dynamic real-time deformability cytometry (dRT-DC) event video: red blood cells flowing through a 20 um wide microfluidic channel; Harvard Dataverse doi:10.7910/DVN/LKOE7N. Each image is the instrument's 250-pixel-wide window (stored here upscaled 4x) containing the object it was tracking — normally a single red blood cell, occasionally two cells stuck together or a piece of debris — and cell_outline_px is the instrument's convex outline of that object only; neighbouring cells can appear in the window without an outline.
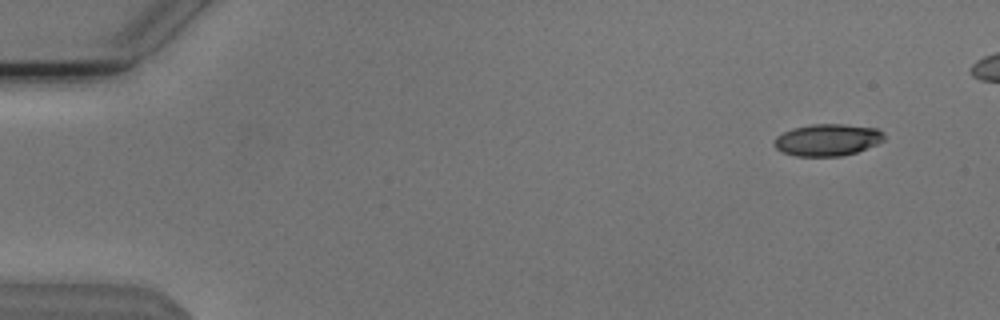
{"species": "Egyptian fruit bat (a non-hibernating species)", "species_latin": "Rousettus aegyptiacus", "temperature_condition": "cold", "stored_images_in_passage": 6, "camera_frame_rate_fps": 3000, "um_per_image_px": 0.085, "animal": {"sex": "male"}, "frame": {"image": 1, "passage_image": 2, "time_ms": 0.333, "image_size_px": [1000, 320], "cell_outline_px": [[884, 140], [876, 144], [856, 152], [840, 156], [796, 156], [780, 152], [772, 144], [776, 136], [792, 128], [812, 124], [844, 124], [876, 128], [884, 132]], "centroid_in_image_um": [70.3, 11.89], "position_along_channel_um": 14.7, "area_um2": 20.52}}